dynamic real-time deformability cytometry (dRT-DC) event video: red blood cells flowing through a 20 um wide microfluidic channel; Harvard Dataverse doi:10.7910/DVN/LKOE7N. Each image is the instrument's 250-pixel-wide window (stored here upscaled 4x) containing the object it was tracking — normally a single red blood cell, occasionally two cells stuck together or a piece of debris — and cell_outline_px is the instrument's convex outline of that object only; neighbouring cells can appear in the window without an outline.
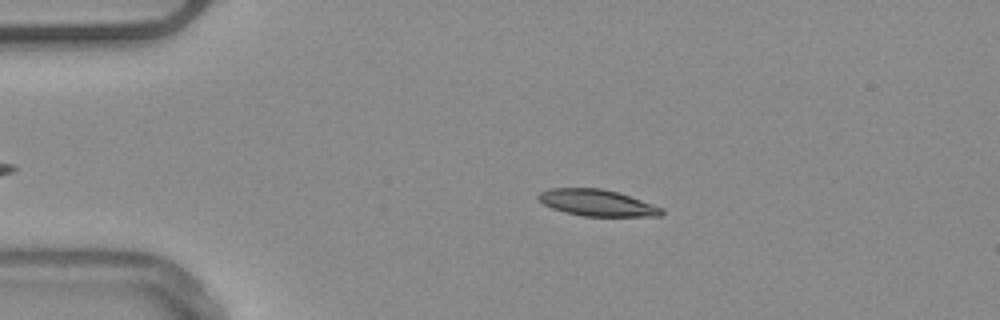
{"species": "common noctule bat (a hibernating species)", "species_latin": "Nyctalus noctula", "temperature_condition": "warm", "stored_images_in_passage": 44, "camera_frame_rate_fps": 3000, "um_per_image_px": 0.085, "animal": {"sex": "male", "body_mass_g": 20.4}, "frame": {"image": 1, "passage_image": 9, "time_ms": 2.667, "image_size_px": [1000, 320], "cell_outline_px": [[664, 212], [660, 216], [584, 216], [564, 212], [552, 208], [544, 204], [536, 196], [540, 192], [548, 188], [600, 188], [616, 192], [664, 208]], "centroid_in_image_um": [50.73, 17.24], "position_along_channel_um": 34.3, "area_um2": 18.84}}
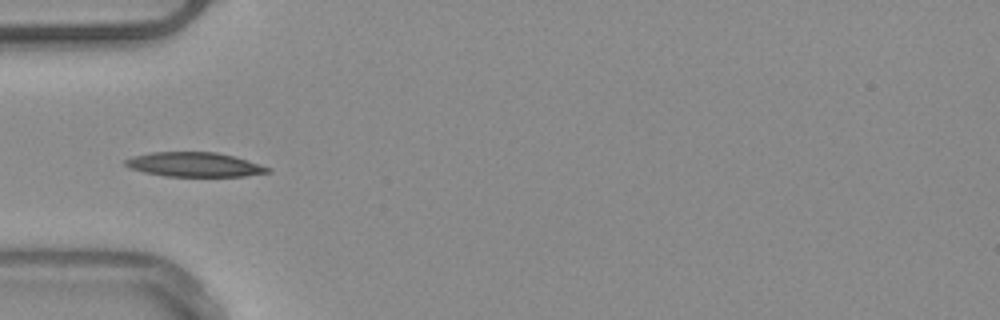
{"frame": {"image": 2, "passage_image": 15, "time_ms": 4.667, "image_size_px": [1000, 320], "cell_outline_px": [[272, 172], [244, 176], [164, 176], [144, 172], [128, 168], [124, 164], [124, 160], [132, 156], [148, 152], [216, 152], [232, 156], [272, 168]], "centroid_in_image_um": [16.48, 13.99], "position_along_channel_um": 68.5, "area_um2": 20.29}}
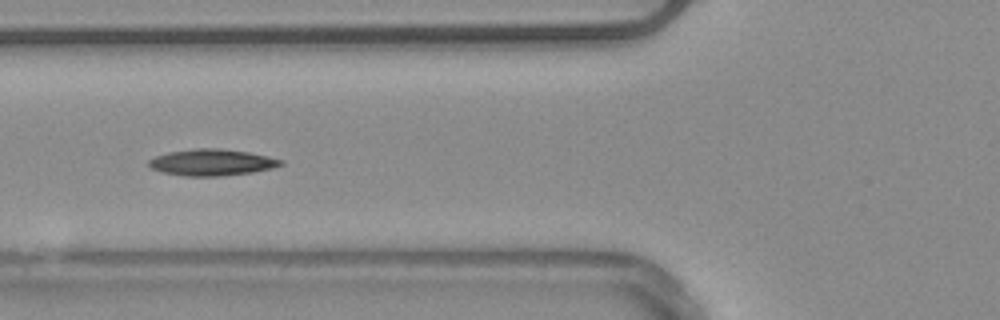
{"frame": {"image": 3, "passage_image": 18, "time_ms": 5.667, "image_size_px": [1000, 320], "cell_outline_px": [[284, 164], [272, 168], [252, 172], [220, 176], [184, 176], [164, 172], [152, 168], [148, 164], [148, 160], [156, 156], [168, 152], [196, 148], [216, 148], [248, 152], [268, 156], [284, 160]], "centroid_in_image_um": [18.02, 13.8], "position_along_channel_um": 107.8, "area_um2": 20.23}, "authors_computed_cell_mechanics": {"area_um2": 18.9295, "velocity_mm_per_s": 3.9202, "shape_relaxation_time_tau1_ms": null, "shape_relaxation_time_tau2_ms": 6.8358, "deformation_change_tau1": null, "deformation_change_tau2": 0.1062}}